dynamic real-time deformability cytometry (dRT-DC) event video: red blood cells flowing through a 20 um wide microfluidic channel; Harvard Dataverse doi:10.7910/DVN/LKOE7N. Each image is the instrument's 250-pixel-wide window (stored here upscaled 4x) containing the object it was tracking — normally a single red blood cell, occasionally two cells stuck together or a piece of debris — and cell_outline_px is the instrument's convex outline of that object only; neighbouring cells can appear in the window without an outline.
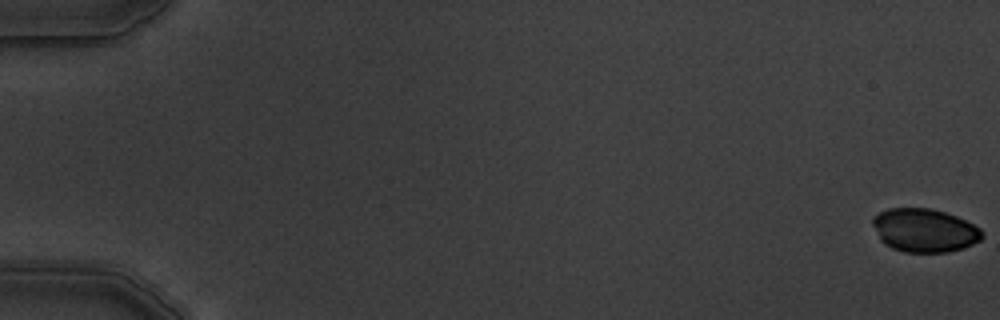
{"species": "common noctule bat (a hibernating species)", "species_latin": "Nyctalus noctula", "temperature_condition": "warm", "stored_images_in_passage": 6, "camera_frame_rate_fps": 3000, "um_per_image_px": 0.085, "animal": {"sex": "male", "body_mass_g": 19.5, "forearm_length_mm": 54.6}, "frame": {"image": 1, "passage_image": 1, "time_ms": 0.0, "image_size_px": [1000, 320], "cell_outline_px": [[984, 236], [980, 240], [964, 248], [948, 252], [904, 252], [892, 248], [884, 244], [880, 240], [872, 224], [872, 216], [888, 208], [932, 208], [956, 216], [980, 228], [984, 232]], "centroid_in_image_um": [78.56, 19.58], "position_along_channel_um": 6.4, "area_um2": 27.86}}
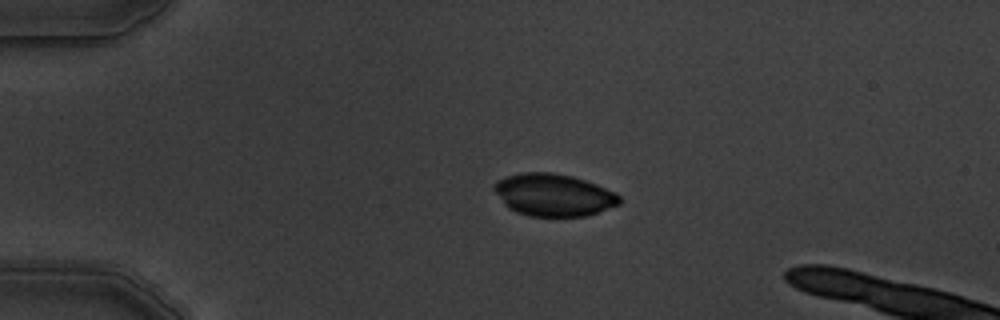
{"frame": {"image": 2, "passage_image": 4, "time_ms": 4.333, "image_size_px": [1000, 320], "cell_outline_px": [[620, 204], [584, 216], [528, 216], [516, 212], [508, 208], [504, 204], [492, 188], [492, 184], [496, 180], [504, 176], [524, 172], [552, 172], [572, 176], [596, 184], [616, 192], [620, 196]], "centroid_in_image_um": [47.0, 16.56], "position_along_channel_um": 38.0, "area_um2": 31.04}}